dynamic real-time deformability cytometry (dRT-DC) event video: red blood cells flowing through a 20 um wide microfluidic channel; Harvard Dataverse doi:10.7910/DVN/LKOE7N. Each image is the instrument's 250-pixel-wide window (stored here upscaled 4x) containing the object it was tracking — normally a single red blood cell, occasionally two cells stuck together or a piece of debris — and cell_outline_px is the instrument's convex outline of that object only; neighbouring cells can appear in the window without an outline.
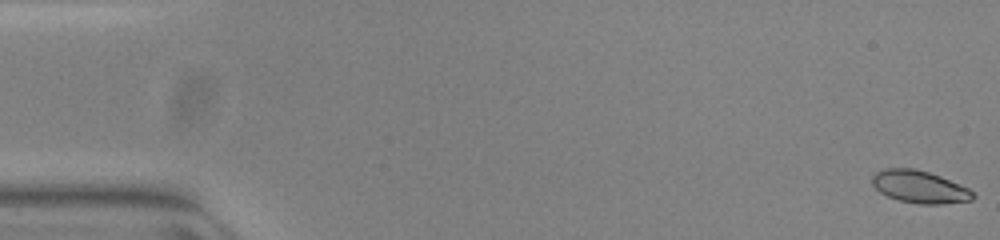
{"species": "common noctule bat (a hibernating species)", "species_latin": "Nyctalus noctula", "temperature_condition": "warm", "stored_images_in_passage": 12, "camera_frame_rate_fps": 3000, "um_per_image_px": 0.085, "animal": {"sex": "female", "body_mass_g": 23.0, "forearm_length_mm": 53.4}, "frame": {"image": 1, "passage_image": 1, "time_ms": 0.0, "image_size_px": [1000, 240], "cell_outline_px": [[976, 196], [972, 200], [944, 204], [916, 204], [900, 200], [888, 196], [880, 192], [872, 184], [872, 176], [876, 172], [884, 168], [916, 168], [940, 176], [960, 184], [968, 188]], "centroid_in_image_um": [78.17, 15.88], "position_along_channel_um": 6.8, "area_um2": 19.07}}